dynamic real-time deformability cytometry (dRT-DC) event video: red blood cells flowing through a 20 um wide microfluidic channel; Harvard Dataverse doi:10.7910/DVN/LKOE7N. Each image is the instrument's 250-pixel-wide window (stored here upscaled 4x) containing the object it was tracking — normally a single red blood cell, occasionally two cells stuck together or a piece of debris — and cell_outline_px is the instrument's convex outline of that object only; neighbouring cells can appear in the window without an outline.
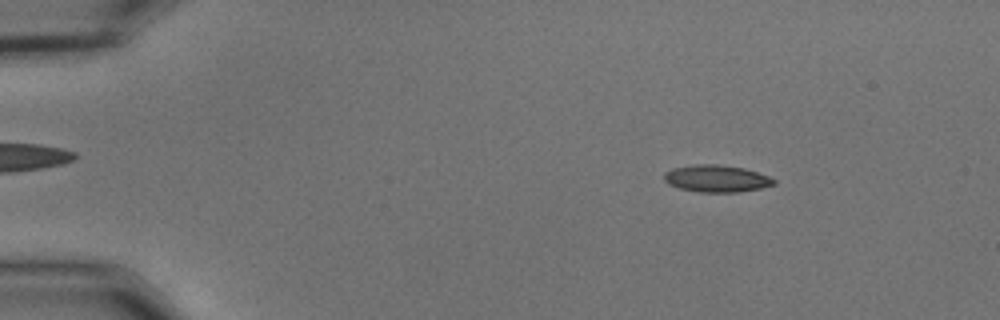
{"species": "common noctule bat (a hibernating species)", "species_latin": "Nyctalus noctula", "temperature_condition": "cold", "stored_images_in_passage": 55, "camera_frame_rate_fps": 3000, "um_per_image_px": 0.085, "animal": {"sex": "male", "body_mass_g": 15.6}, "frame": {"image": 1, "passage_image": 8, "time_ms": 2.333, "image_size_px": [1000, 320], "cell_outline_px": [[776, 184], [760, 188], [736, 192], [700, 192], [680, 188], [668, 184], [664, 180], [664, 172], [672, 168], [696, 164], [716, 164], [744, 168], [768, 176], [776, 180]], "centroid_in_image_um": [60.88, 15.17], "position_along_channel_um": 24.1, "area_um2": 17.22}}
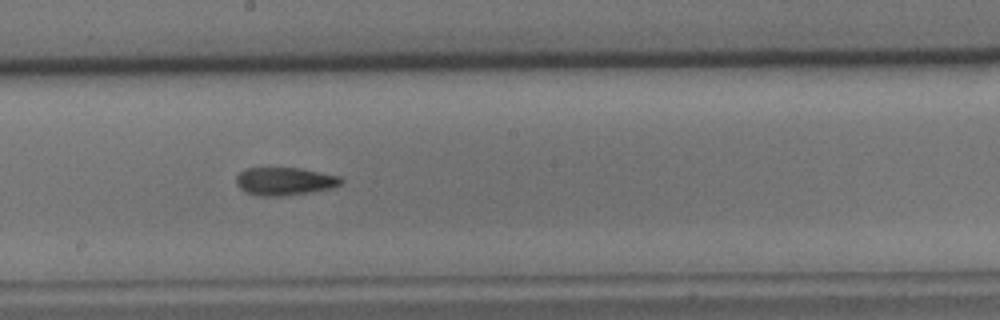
{"frame": {"image": 2, "passage_image": 31, "time_ms": 10.0, "image_size_px": [1000, 320], "cell_outline_px": [[344, 180], [340, 184], [332, 188], [308, 192], [280, 196], [264, 196], [248, 192], [240, 188], [236, 184], [236, 176], [244, 168], [300, 168], [344, 176]], "centroid_in_image_um": [24.24, 15.39], "position_along_channel_um": 224.0, "area_um2": 17.05}}
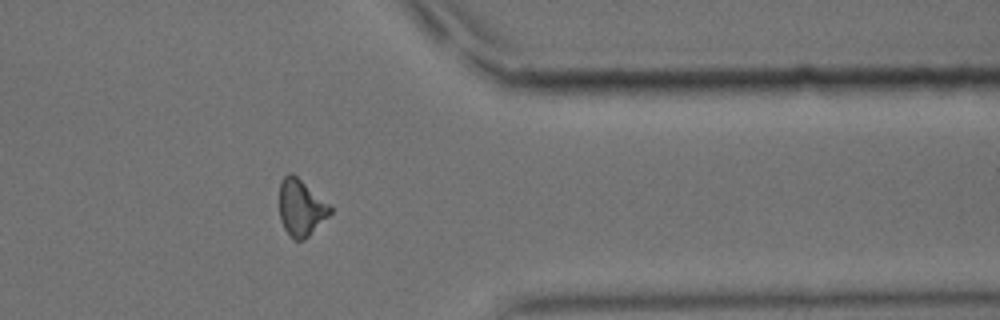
{"frame": {"image": 3, "passage_image": 45, "time_ms": 14.667, "image_size_px": [1000, 320], "cell_outline_px": [[332, 212], [304, 240], [296, 240], [284, 228], [280, 220], [280, 180], [288, 172], [292, 172], [328, 204], [332, 208]], "centroid_in_image_um": [25.56, 17.63], "position_along_channel_um": 385.8, "area_um2": 16.36}, "authors_computed_cell_mechanics": {"area_um2": 16.9932, "velocity_mm_per_s": 3.6721, "shape_relaxation_time_tau1_ms": 7.911, "shape_relaxation_time_tau2_ms": 6.0273, "deformation_change_tau1": 0.175, "deformation_change_tau2": 0.1357}}